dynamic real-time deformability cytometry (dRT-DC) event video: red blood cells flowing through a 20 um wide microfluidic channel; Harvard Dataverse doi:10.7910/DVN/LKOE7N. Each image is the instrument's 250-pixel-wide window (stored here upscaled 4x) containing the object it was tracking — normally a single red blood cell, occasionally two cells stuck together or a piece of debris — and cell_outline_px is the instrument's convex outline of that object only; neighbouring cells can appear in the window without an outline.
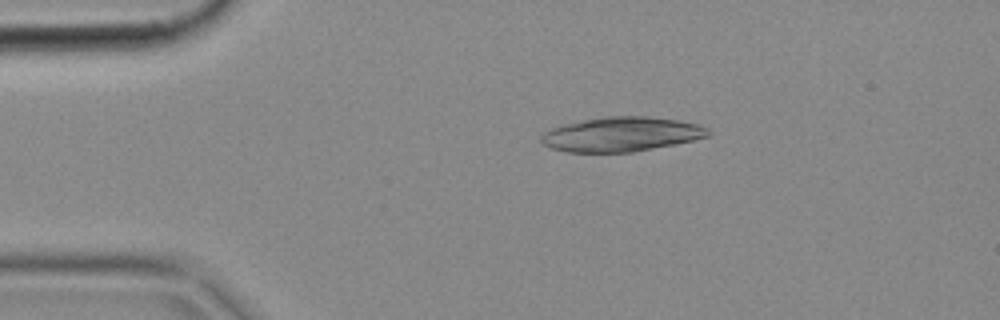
{"species": "common noctule bat (a hibernating species)", "species_latin": "Nyctalus noctula", "temperature_condition": "cold", "stored_images_in_passage": 4, "camera_frame_rate_fps": 3000, "um_per_image_px": 0.085, "animal": {"sex": "female", "body_mass_g": 18.4}, "frame": {"image": 1, "passage_image": 3, "time_ms": 0.667, "image_size_px": [1000, 320], "cell_outline_px": [[712, 132], [708, 136], [676, 144], [632, 152], [568, 152], [552, 148], [544, 144], [540, 140], [540, 136], [544, 132], [552, 128], [564, 124], [584, 120], [608, 116], [648, 116], [676, 120], [696, 124], [708, 128]], "centroid_in_image_um": [52.82, 11.41], "position_along_channel_um": 32.2, "area_um2": 33.35}}